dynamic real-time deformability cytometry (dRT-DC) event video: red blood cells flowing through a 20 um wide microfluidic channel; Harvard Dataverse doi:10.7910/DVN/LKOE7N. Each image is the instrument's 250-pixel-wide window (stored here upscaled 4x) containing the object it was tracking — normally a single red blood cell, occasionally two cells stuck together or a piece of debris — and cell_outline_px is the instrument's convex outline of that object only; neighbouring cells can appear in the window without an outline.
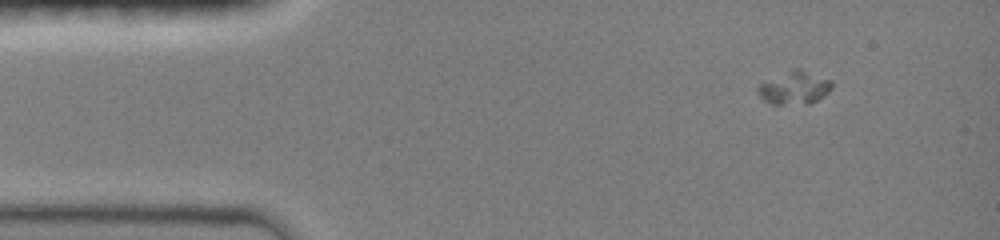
{"species": "common noctule bat (a hibernating species)", "species_latin": "Nyctalus noctula", "temperature_condition": "room temperature", "stored_images_in_passage": 50, "camera_frame_rate_fps": 3000, "um_per_image_px": 0.085, "animal": {"sex": "female", "body_mass_g": 19.0, "forearm_length_mm": 51.5}, "frame": {"image": 1, "passage_image": 7, "time_ms": 2.0, "image_size_px": [1000, 240], "cell_outline_px": [[832, 88], [824, 96], [808, 104], [768, 104], [760, 96], [756, 88], [760, 84], [792, 68], [800, 68], [832, 80]], "centroid_in_image_um": [67.54, 7.46], "position_along_channel_um": 17.5, "area_um2": 14.28}}
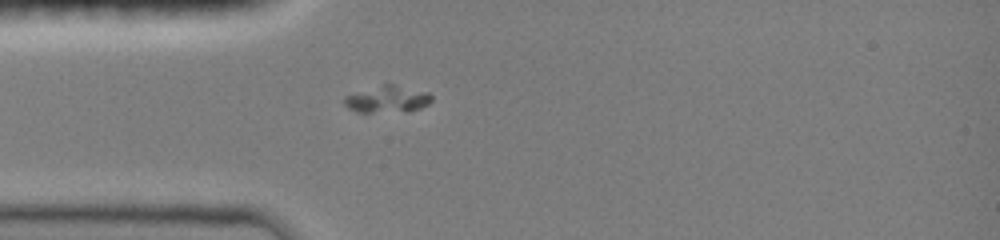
{"frame": {"image": 2, "passage_image": 15, "time_ms": 4.667, "image_size_px": [1000, 240], "cell_outline_px": [[432, 100], [428, 104], [420, 108], [372, 112], [356, 112], [348, 108], [344, 104], [344, 96], [384, 84], [392, 84], [428, 92], [432, 96]], "centroid_in_image_um": [32.9, 8.42], "position_along_channel_um": 52.1, "area_um2": 13.12}}
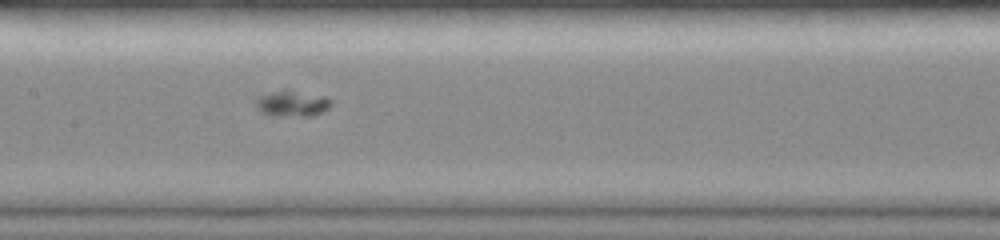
{"frame": {"image": 3, "passage_image": 25, "time_ms": 8.0, "image_size_px": [1000, 240], "cell_outline_px": [[332, 104], [324, 112], [312, 116], [268, 116], [256, 108], [256, 96], [284, 88], [288, 88], [328, 96], [332, 100]], "centroid_in_image_um": [24.85, 8.77], "position_along_channel_um": 182.5, "area_um2": 12.14}}